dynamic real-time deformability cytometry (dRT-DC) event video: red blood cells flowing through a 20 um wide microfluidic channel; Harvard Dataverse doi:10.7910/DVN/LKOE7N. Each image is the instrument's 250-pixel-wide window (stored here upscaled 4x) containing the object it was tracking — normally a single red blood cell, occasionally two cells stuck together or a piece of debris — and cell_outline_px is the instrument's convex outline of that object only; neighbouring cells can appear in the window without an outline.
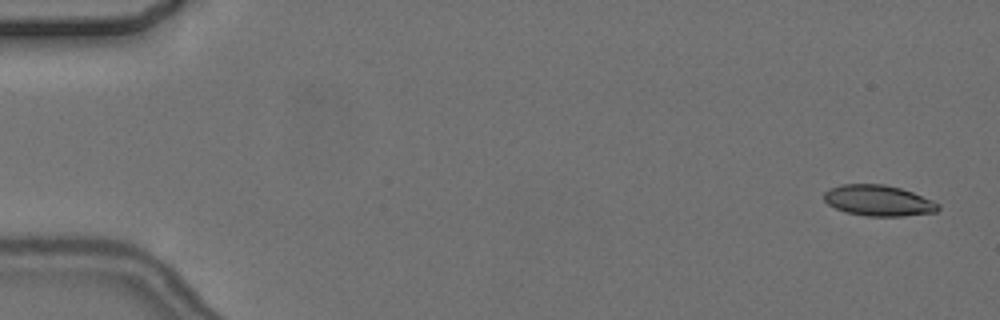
{"species": "common noctule bat (a hibernating species)", "species_latin": "Nyctalus noctula", "temperature_condition": "cold", "stored_images_in_passage": 6, "camera_frame_rate_fps": 3000, "um_per_image_px": 0.085, "animal": {"sex": "female", "body_mass_g": 24.6, "forearm_length_mm": 56.2}, "frame": {"image": 1, "passage_image": 1, "time_ms": 0.0, "image_size_px": [1000, 320], "cell_outline_px": [[940, 208], [936, 212], [904, 216], [868, 216], [844, 212], [828, 204], [824, 200], [824, 192], [828, 188], [840, 184], [884, 184], [900, 188], [912, 192], [932, 200], [940, 204]], "centroid_in_image_um": [74.65, 17.04], "position_along_channel_um": 10.4, "area_um2": 20.63}}